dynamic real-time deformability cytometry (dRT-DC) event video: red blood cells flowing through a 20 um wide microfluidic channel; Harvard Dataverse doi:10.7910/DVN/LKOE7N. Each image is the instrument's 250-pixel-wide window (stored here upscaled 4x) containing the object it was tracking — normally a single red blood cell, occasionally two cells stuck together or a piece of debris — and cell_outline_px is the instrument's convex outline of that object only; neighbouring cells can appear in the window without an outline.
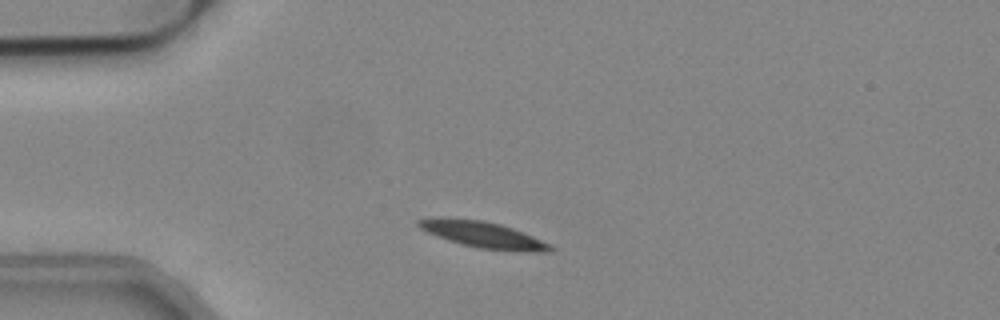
{"species": "common noctule bat (a hibernating species)", "species_latin": "Nyctalus noctula", "temperature_condition": "cold", "stored_images_in_passage": 40, "camera_frame_rate_fps": 3000, "um_per_image_px": 0.085, "animal": {"sex": "male", "body_mass_g": 19.2, "forearm_length_mm": 51.8}, "frame": {"image": 1, "passage_image": 6, "time_ms": 1.667, "image_size_px": [1000, 320], "cell_outline_px": [[556, 248], [552, 252], [528, 252], [476, 248], [460, 244], [448, 240], [428, 232], [420, 228], [416, 224], [416, 220], [484, 220], [500, 224], [512, 228], [532, 236]], "centroid_in_image_um": [41.19, 20.01], "position_along_channel_um": 43.8, "area_um2": 19.36}}
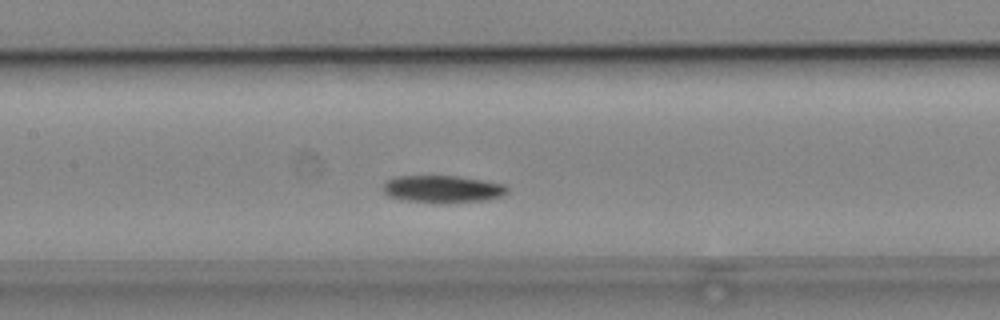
{"frame": {"image": 2, "passage_image": 18, "time_ms": 5.667, "image_size_px": [1000, 320], "cell_outline_px": [[508, 192], [500, 196], [488, 200], [432, 204], [400, 200], [388, 196], [380, 188], [384, 180], [392, 176], [456, 176], [504, 184], [508, 188]], "centroid_in_image_um": [37.51, 16.08], "position_along_channel_um": 169.9, "area_um2": 20.29}}
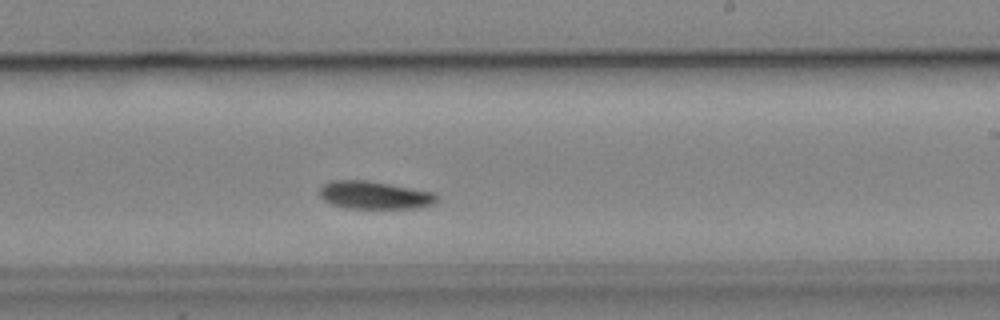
{"frame": {"image": 3, "passage_image": 25, "time_ms": 8.0, "image_size_px": [1000, 320], "cell_outline_px": [[436, 200], [432, 204], [416, 208], [344, 208], [332, 204], [324, 200], [320, 196], [320, 188], [324, 184], [332, 180], [364, 180], [388, 184], [432, 192], [436, 196]], "centroid_in_image_um": [31.77, 16.59], "position_along_channel_um": 257.2, "area_um2": 18.67}, "authors_computed_cell_mechanics": {"area_um2": 19.1029, "velocity_mm_per_s": 3.763, "shape_relaxation_time_tau1_ms": 2.1283, "shape_relaxation_time_tau2_ms": null, "deformation_change_tau1": 0.0873, "deformation_change_tau2": null}}